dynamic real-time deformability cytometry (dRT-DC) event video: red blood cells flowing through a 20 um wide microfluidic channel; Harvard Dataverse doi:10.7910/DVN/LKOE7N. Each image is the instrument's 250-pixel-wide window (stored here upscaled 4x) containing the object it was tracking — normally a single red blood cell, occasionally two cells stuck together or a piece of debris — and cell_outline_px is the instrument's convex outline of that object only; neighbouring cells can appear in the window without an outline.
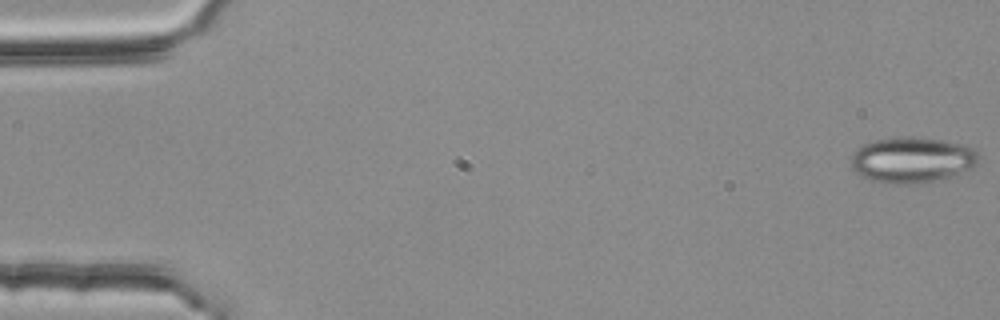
{"species": "common noctule bat (a hibernating species)", "species_latin": "Nyctalus noctula", "temperature_condition": "room temperature", "stored_images_in_passage": 54, "camera_frame_rate_fps": 3000, "um_per_image_px": 0.085, "animal": {"sex": "female", "body_mass_g": 25.1}, "frame": {"image": 1, "passage_image": 1, "time_ms": 0.0, "image_size_px": [1000, 320], "cell_outline_px": [[980, 152], [976, 164], [972, 168], [948, 176], [932, 180], [912, 184], [884, 184], [872, 180], [856, 172], [852, 168], [852, 152], [864, 144], [876, 140], [900, 136], [940, 140], [964, 144], [976, 148]], "centroid_in_image_um": [77.53, 13.58], "position_along_channel_um": 7.5, "area_um2": 33.76}}
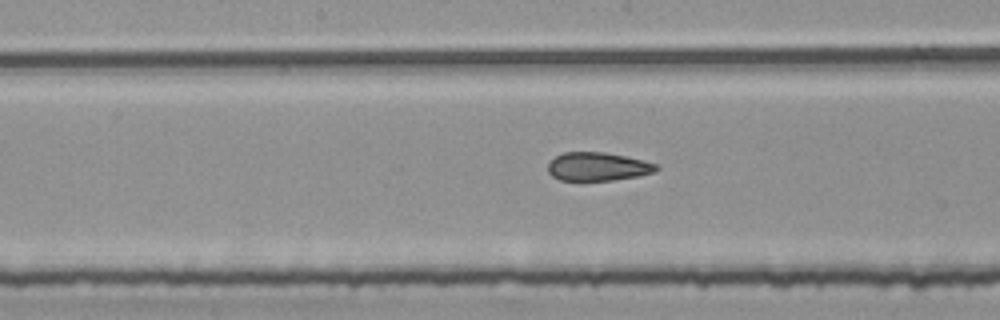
{"frame": {"image": 2, "passage_image": 28, "time_ms": 9.0, "image_size_px": [1000, 320], "cell_outline_px": [[660, 168], [652, 172], [640, 176], [612, 180], [560, 180], [552, 176], [548, 172], [548, 164], [556, 156], [564, 152], [604, 152], [644, 160], [656, 164]], "centroid_in_image_um": [50.81, 14.16], "position_along_channel_um": 197.4, "area_um2": 17.86}}
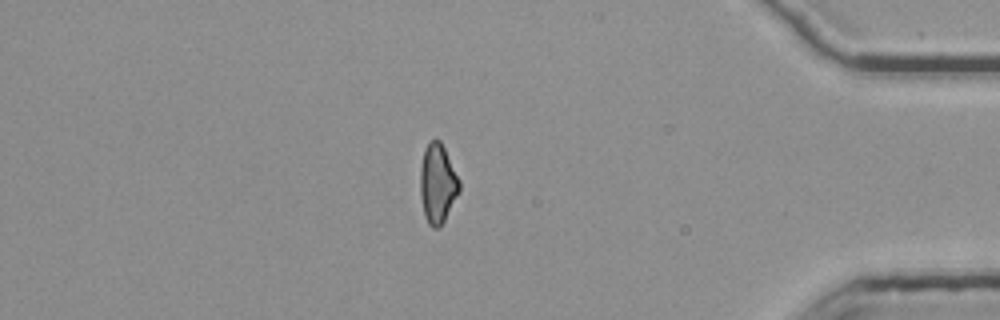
{"frame": {"image": 3, "passage_image": 47, "time_ms": 15.333, "image_size_px": [1000, 320], "cell_outline_px": [[460, 192], [444, 220], [436, 228], [432, 228], [428, 224], [424, 216], [420, 192], [420, 168], [424, 148], [432, 140], [440, 140], [460, 180]], "centroid_in_image_um": [37.19, 15.61], "position_along_channel_um": 398.0, "area_um2": 18.03}, "authors_computed_cell_mechanics": {"area_um2": 18.7561, "velocity_mm_per_s": 3.7686, "shape_relaxation_time_tau1_ms": null, "shape_relaxation_time_tau2_ms": 2.2318, "deformation_change_tau1": null, "deformation_change_tau2": 0.1084}}